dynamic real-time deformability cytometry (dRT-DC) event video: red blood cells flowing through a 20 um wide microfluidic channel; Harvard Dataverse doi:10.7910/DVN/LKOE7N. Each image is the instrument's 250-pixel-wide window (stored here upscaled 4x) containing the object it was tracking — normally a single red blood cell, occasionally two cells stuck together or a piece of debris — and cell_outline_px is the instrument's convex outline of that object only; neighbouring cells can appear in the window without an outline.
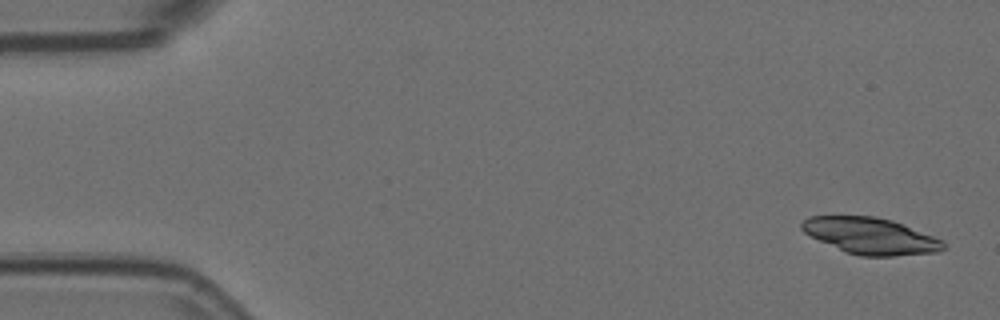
{"species": "Egyptian fruit bat (a non-hibernating species)", "species_latin": "Rousettus aegyptiacus", "temperature_condition": "room temperature", "stored_images_in_passage": 14, "camera_frame_rate_fps": 3000, "um_per_image_px": 0.085, "animal": {"sex": "female"}, "frame": {"image": 1, "passage_image": 1, "time_ms": 0.0, "image_size_px": [1000, 320], "cell_outline_px": [[944, 248], [940, 252], [892, 256], [860, 256], [844, 252], [804, 232], [800, 228], [800, 224], [808, 216], [876, 216], [892, 220], [904, 224], [944, 240]], "centroid_in_image_um": [74.02, 20.05], "position_along_channel_um": 11.0, "area_um2": 30.11}}
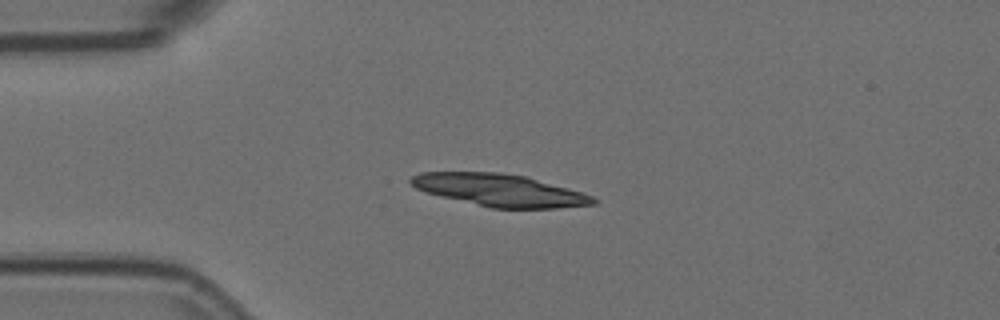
{"frame": {"image": 2, "passage_image": 3, "time_ms": 0.667, "image_size_px": [1000, 320], "cell_outline_px": [[600, 200], [596, 204], [556, 208], [492, 208], [440, 196], [416, 188], [408, 180], [412, 176], [420, 172], [500, 172], [524, 176], [568, 188], [592, 196]], "centroid_in_image_um": [42.48, 16.16], "position_along_channel_um": 42.5, "area_um2": 33.99}}